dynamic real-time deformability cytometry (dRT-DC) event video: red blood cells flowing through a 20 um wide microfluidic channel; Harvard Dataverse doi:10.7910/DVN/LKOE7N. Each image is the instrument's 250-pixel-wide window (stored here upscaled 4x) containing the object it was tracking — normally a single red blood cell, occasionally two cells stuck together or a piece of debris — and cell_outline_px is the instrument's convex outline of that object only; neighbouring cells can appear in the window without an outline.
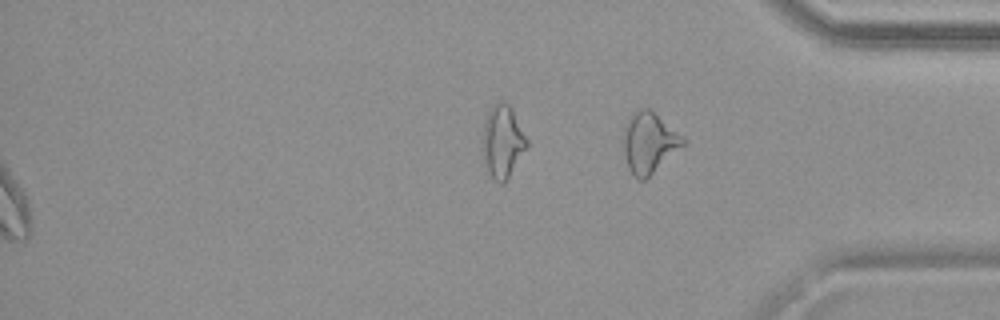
{"species": "common noctule bat (a hibernating species)", "species_latin": "Nyctalus noctula", "temperature_condition": "warm", "stored_images_in_passage": 49, "segment_of_instrument_passage": [2, 2], "camera_frame_rate_fps": 3000, "um_per_image_px": 0.085, "animal": {"sex": "female", "body_mass_g": 19.9}, "frame": {"image": 1, "passage_image": 49, "time_ms": 16.0, "image_size_px": [1000, 320], "cell_outline_px": [[684, 144], [644, 180], [640, 180], [628, 168], [624, 152], [624, 128], [632, 112], [640, 108], [652, 108], [684, 136]], "centroid_in_image_um": [55.18, 12.05], "position_along_channel_um": 380.0, "area_um2": 20.87}}